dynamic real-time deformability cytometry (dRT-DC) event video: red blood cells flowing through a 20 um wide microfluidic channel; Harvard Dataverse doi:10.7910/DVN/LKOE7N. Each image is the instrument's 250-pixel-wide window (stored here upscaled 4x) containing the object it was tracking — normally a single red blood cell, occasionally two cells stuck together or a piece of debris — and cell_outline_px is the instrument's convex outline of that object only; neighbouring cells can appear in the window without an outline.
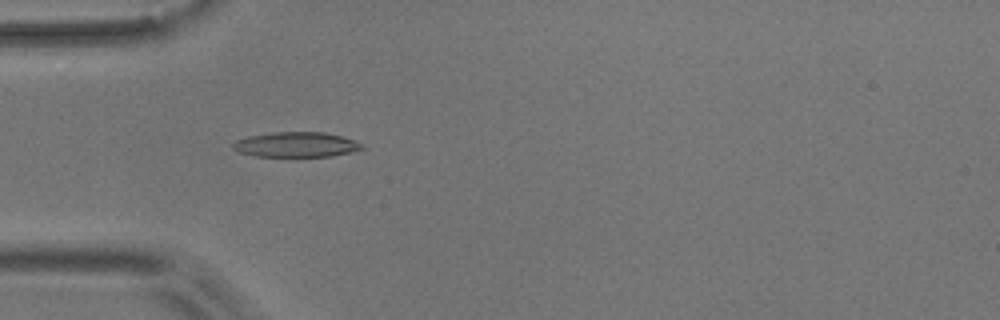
{"species": "common noctule bat (a hibernating species)", "species_latin": "Nyctalus noctula", "temperature_condition": "room temperature", "stored_images_in_passage": 55, "camera_frame_rate_fps": 3000, "um_per_image_px": 0.085, "animal": {"sex": "male", "body_mass_g": 17.9}, "frame": {"image": 1, "passage_image": 16, "time_ms": 5.0, "image_size_px": [1000, 320], "cell_outline_px": [[364, 148], [332, 156], [256, 156], [240, 152], [232, 148], [232, 144], [236, 140], [248, 136], [272, 132], [324, 132], [340, 136], [364, 144]], "centroid_in_image_um": [25.14, 12.28], "position_along_channel_um": 59.9, "area_um2": 18.61}}
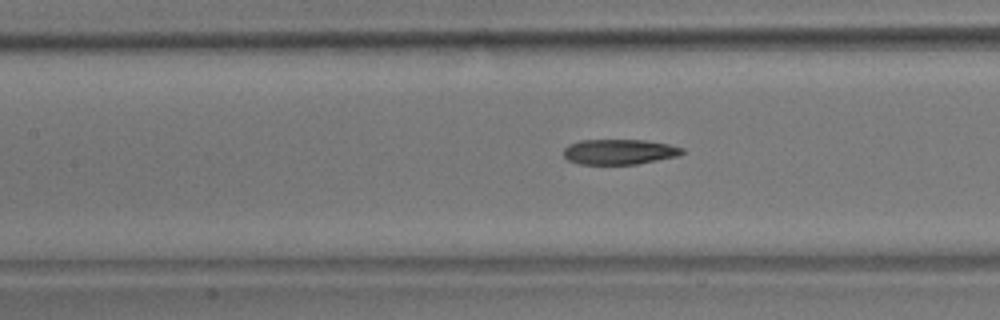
{"frame": {"image": 2, "passage_image": 24, "time_ms": 7.667, "image_size_px": [1000, 320], "cell_outline_px": [[684, 152], [676, 156], [636, 164], [580, 164], [568, 160], [564, 156], [564, 148], [568, 144], [580, 140], [644, 140], [668, 144], [684, 148]], "centroid_in_image_um": [52.61, 12.9], "position_along_channel_um": 154.8, "area_um2": 17.34}}
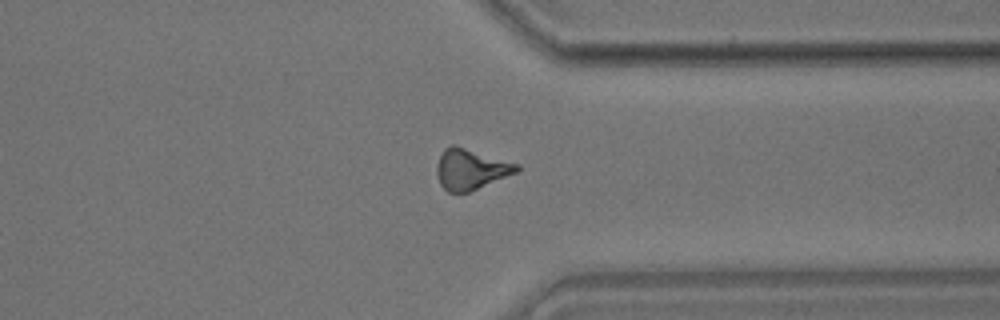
{"frame": {"image": 3, "passage_image": 42, "time_ms": 13.667, "image_size_px": [1000, 320], "cell_outline_px": [[520, 172], [468, 192], [448, 192], [440, 184], [436, 172], [436, 164], [444, 148], [452, 144], [456, 144], [520, 164]], "centroid_in_image_um": [40.04, 14.36], "position_along_channel_um": 371.4, "area_um2": 19.31}, "authors_computed_cell_mechanics": {"area_um2": 18.207, "velocity_mm_per_s": 3.6426, "shape_relaxation_time_tau1_ms": 5.8936, "shape_relaxation_time_tau2_ms": 7.3214, "deformation_change_tau1": 0.1574, "deformation_change_tau2": 0.1621}}